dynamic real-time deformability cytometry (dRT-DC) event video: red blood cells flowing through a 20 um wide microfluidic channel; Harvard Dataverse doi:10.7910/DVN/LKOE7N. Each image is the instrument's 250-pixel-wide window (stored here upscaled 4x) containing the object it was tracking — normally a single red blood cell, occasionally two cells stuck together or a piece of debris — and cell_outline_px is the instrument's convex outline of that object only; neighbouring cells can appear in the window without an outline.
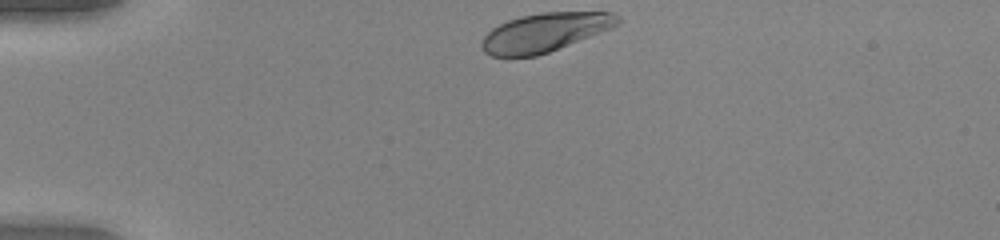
{"species": "human", "species_latin": "Homo sapiens", "temperature_condition": "warm", "stored_images_in_passage": 32, "camera_frame_rate_fps": 3000, "um_per_image_px": 0.085, "donor": {"sex": "female"}, "frame": {"image": 1, "passage_image": 1, "time_ms": 0.0, "image_size_px": [1000, 240], "cell_outline_px": [[620, 24], [612, 28], [548, 52], [536, 56], [492, 56], [484, 52], [480, 48], [480, 44], [484, 36], [492, 28], [508, 20], [520, 16], [540, 12], [612, 12], [620, 16]], "centroid_in_image_um": [46.31, 2.74], "position_along_channel_um": 38.7, "area_um2": 30.63}}
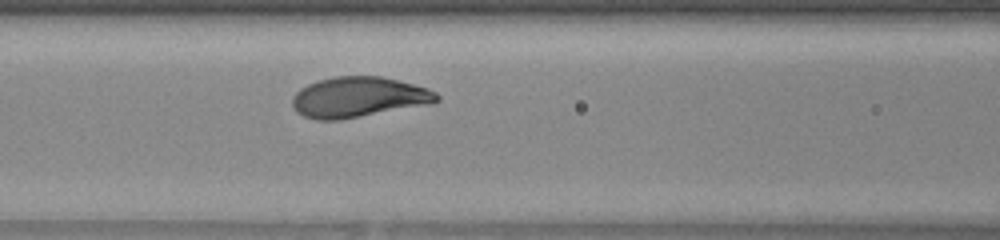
{"frame": {"image": 2, "passage_image": 12, "time_ms": 3.667, "image_size_px": [1000, 240], "cell_outline_px": [[440, 100], [432, 104], [340, 120], [316, 120], [304, 116], [296, 112], [292, 104], [292, 96], [300, 88], [308, 84], [320, 80], [336, 76], [380, 76], [428, 88], [436, 92], [440, 96]], "centroid_in_image_um": [30.48, 8.27], "position_along_channel_um": 136.1, "area_um2": 34.16}}
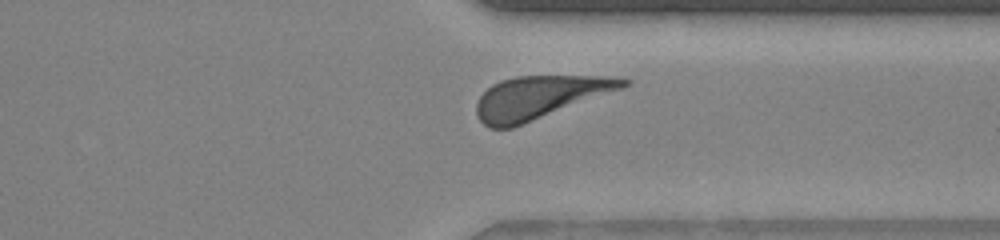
{"frame": {"image": 3, "passage_image": 29, "time_ms": 9.333, "image_size_px": [1000, 240], "cell_outline_px": [[632, 80], [624, 88], [512, 128], [488, 128], [476, 116], [476, 104], [480, 96], [492, 84], [500, 80], [516, 76], [616, 76]], "centroid_in_image_um": [45.87, 8.26], "position_along_channel_um": 365.5, "area_um2": 36.65}, "authors_computed_cell_mechanics": {"area_um2": 34.1309, "velocity_mm_per_s": 4.0466, "shape_relaxation_time_tau1_ms": 0.7273, "shape_relaxation_time_tau2_ms": null, "deformation_change_tau1": 0.0937, "deformation_change_tau2": null}}